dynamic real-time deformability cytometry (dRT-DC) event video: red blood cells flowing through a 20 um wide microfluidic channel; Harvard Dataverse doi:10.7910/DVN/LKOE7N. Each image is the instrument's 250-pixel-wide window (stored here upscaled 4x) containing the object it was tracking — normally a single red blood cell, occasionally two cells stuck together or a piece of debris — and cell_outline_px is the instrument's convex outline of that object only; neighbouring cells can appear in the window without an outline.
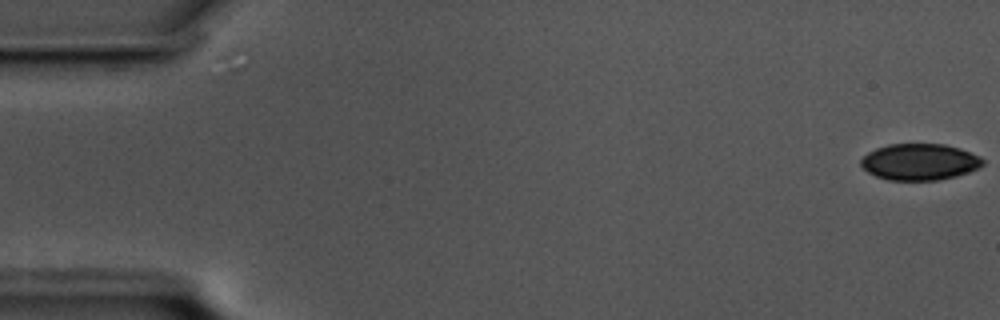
{"species": "common noctule bat (a hibernating species)", "species_latin": "Nyctalus noctula", "temperature_condition": "cold", "stored_images_in_passage": 15, "camera_frame_rate_fps": 3000, "um_per_image_px": 0.085, "animal": {"sex": "male", "body_mass_g": 17.5, "forearm_length_mm": 52.3}, "frame": {"image": 1, "passage_image": 1, "time_ms": 0.0, "image_size_px": [1000, 320], "cell_outline_px": [[984, 164], [968, 172], [956, 176], [936, 180], [888, 180], [876, 176], [868, 172], [860, 164], [860, 160], [868, 152], [876, 148], [888, 144], [944, 144], [960, 148], [980, 156], [984, 160]], "centroid_in_image_um": [78.16, 13.75], "position_along_channel_um": 6.8, "area_um2": 25.84}}